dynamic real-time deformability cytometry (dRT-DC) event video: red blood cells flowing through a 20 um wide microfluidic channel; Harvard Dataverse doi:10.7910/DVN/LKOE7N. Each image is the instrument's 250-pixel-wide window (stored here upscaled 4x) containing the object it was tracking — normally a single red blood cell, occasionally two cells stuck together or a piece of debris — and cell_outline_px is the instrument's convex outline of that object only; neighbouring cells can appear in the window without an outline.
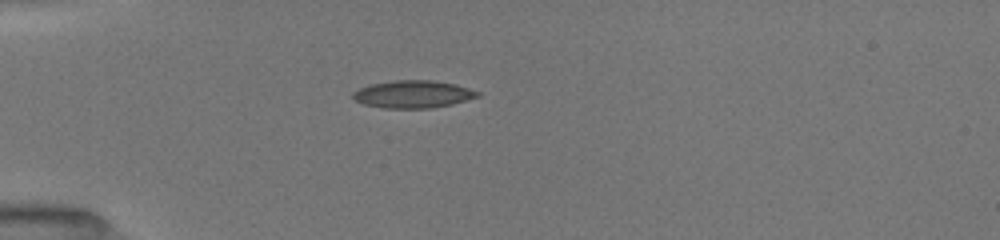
{"species": "common noctule bat (a hibernating species)", "species_latin": "Nyctalus noctula", "temperature_condition": "room temperature", "stored_images_in_passage": 37, "camera_frame_rate_fps": 3000, "um_per_image_px": 0.085, "animal": {"sex": "female", "body_mass_g": 19.5, "forearm_length_mm": 54.1}, "frame": {"image": 1, "passage_image": 1, "time_ms": 0.0, "image_size_px": [1000, 240], "cell_outline_px": [[480, 96], [452, 104], [432, 108], [384, 108], [364, 104], [356, 100], [352, 96], [352, 92], [368, 84], [396, 80], [432, 80], [456, 84], [480, 92]], "centroid_in_image_um": [35.11, 8.0], "position_along_channel_um": 49.9, "area_um2": 20.0}}
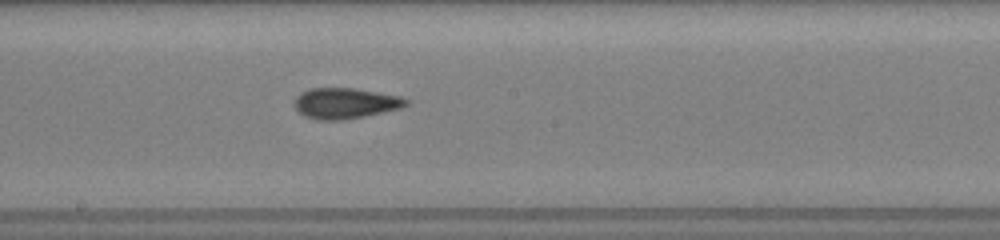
{"frame": {"image": 2, "passage_image": 15, "time_ms": 4.667, "image_size_px": [1000, 240], "cell_outline_px": [[408, 104], [400, 108], [384, 112], [344, 120], [316, 120], [304, 116], [296, 108], [296, 96], [300, 92], [308, 88], [356, 88], [400, 96], [408, 100]], "centroid_in_image_um": [29.34, 8.77], "position_along_channel_um": 218.9, "area_um2": 20.0}}
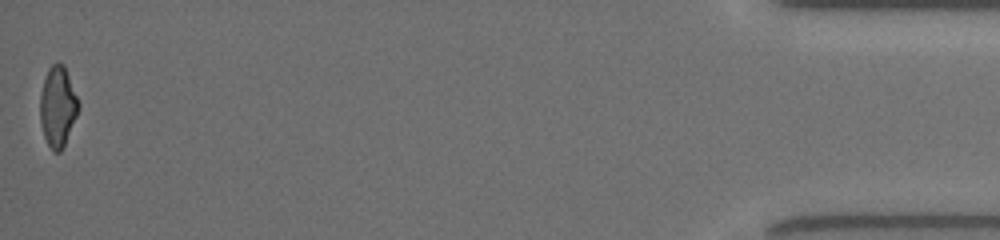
{"frame": {"image": 3, "passage_image": 37, "time_ms": 12.0, "image_size_px": [1000, 240], "cell_outline_px": [[80, 108], [64, 144], [60, 152], [52, 152], [44, 136], [40, 120], [40, 96], [44, 80], [48, 68], [52, 64], [64, 64], [80, 104]], "centroid_in_image_um": [4.91, 9.06], "position_along_channel_um": 430.3, "area_um2": 17.8}, "authors_computed_cell_mechanics": {"area_um2": 19.0162, "velocity_mm_per_s": 4.054, "shape_relaxation_time_tau1_ms": null, "shape_relaxation_time_tau2_ms": 1.0422, "deformation_change_tau1": null, "deformation_change_tau2": 0.0844}}